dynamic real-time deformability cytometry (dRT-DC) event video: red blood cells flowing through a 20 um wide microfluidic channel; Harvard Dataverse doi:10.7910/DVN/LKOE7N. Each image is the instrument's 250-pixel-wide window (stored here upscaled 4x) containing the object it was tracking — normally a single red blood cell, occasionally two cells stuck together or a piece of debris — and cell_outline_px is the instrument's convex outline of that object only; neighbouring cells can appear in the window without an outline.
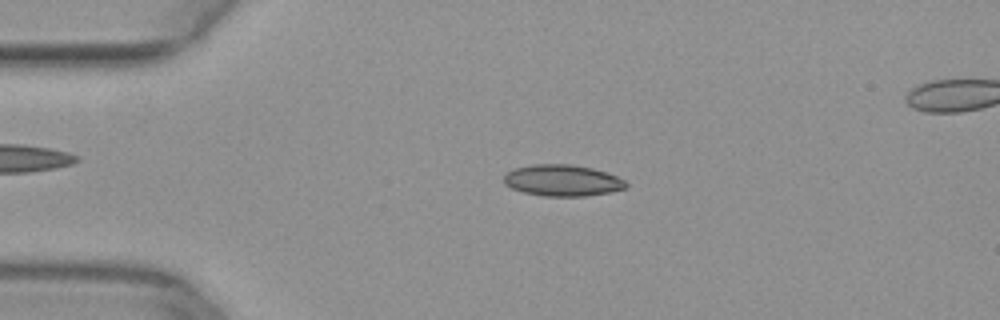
{"species": "common noctule bat (a hibernating species)", "species_latin": "Nyctalus noctula", "temperature_condition": "warm", "stored_images_in_passage": 41, "camera_frame_rate_fps": 3000, "um_per_image_px": 0.085, "animal": {"sex": "female", "body_mass_g": 29.2, "forearm_length_mm": 56.3}, "frame": {"image": 1, "passage_image": 2, "time_ms": 0.333, "image_size_px": [1000, 320], "cell_outline_px": [[628, 188], [608, 192], [584, 196], [544, 196], [524, 192], [512, 188], [504, 184], [504, 176], [508, 172], [516, 168], [532, 164], [572, 164], [592, 168], [608, 172], [624, 180], [628, 184]], "centroid_in_image_um": [47.83, 15.33], "position_along_channel_um": 37.2, "area_um2": 22.31}}
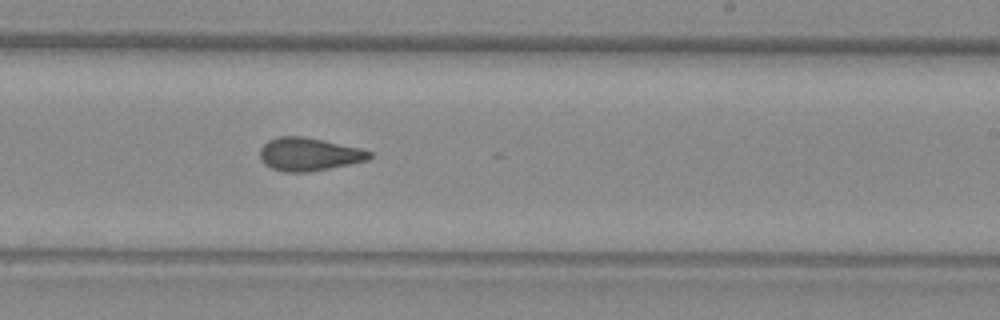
{"frame": {"image": 2, "passage_image": 21, "time_ms": 6.667, "image_size_px": [1000, 320], "cell_outline_px": [[372, 156], [368, 160], [308, 172], [284, 172], [272, 168], [264, 164], [260, 160], [260, 148], [268, 140], [280, 136], [300, 136], [360, 148], [372, 152]], "centroid_in_image_um": [26.22, 13.12], "position_along_channel_um": 262.8, "area_um2": 20.87}}
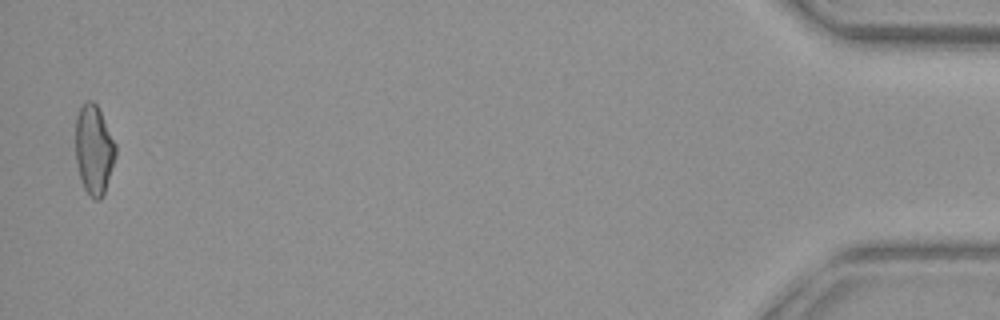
{"frame": {"image": 3, "passage_image": 40, "time_ms": 13.0, "image_size_px": [1000, 320], "cell_outline_px": [[116, 156], [104, 192], [100, 200], [92, 200], [84, 188], [80, 176], [76, 160], [76, 116], [80, 108], [88, 100], [92, 100], [96, 104], [116, 144]], "centroid_in_image_um": [7.98, 12.74], "position_along_channel_um": 427.2, "area_um2": 20.63}}